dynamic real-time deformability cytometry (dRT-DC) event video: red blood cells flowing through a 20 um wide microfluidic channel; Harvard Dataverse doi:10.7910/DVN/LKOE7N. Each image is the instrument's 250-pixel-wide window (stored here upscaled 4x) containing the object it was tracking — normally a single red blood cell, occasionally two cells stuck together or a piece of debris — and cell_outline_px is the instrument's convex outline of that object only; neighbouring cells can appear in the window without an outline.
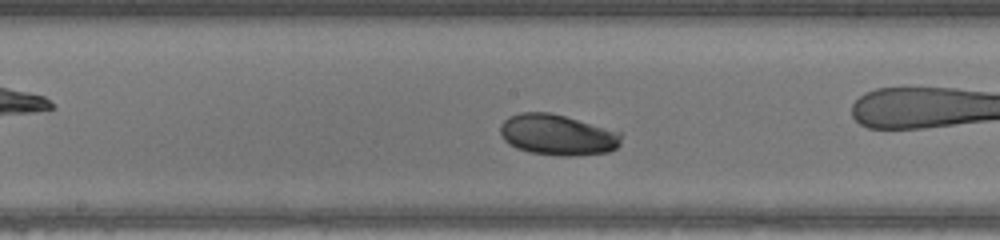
{"species": "human", "species_latin": "Homo sapiens", "temperature_condition": "warm", "stored_images_in_passage": 32, "camera_frame_rate_fps": 3000, "um_per_image_px": 0.085, "donor": {"sex": "male"}, "frame": {"image": 1, "passage_image": 14, "time_ms": 4.333, "image_size_px": [1000, 240], "cell_outline_px": [[620, 144], [616, 148], [608, 152], [576, 156], [560, 156], [528, 152], [516, 148], [508, 144], [504, 140], [500, 132], [500, 124], [508, 116], [520, 112], [548, 112], [564, 116], [620, 132]], "centroid_in_image_um": [47.34, 11.47], "position_along_channel_um": 200.9, "area_um2": 28.78}, "authors_computed_cell_mechanics": {"area_um2": 28.5532, "velocity_mm_per_s": 4.3616, "shape_relaxation_time_tau1_ms": 5.9655, "shape_relaxation_time_tau2_ms": null, "deformation_change_tau1": 0.1834, "deformation_change_tau2": null}}